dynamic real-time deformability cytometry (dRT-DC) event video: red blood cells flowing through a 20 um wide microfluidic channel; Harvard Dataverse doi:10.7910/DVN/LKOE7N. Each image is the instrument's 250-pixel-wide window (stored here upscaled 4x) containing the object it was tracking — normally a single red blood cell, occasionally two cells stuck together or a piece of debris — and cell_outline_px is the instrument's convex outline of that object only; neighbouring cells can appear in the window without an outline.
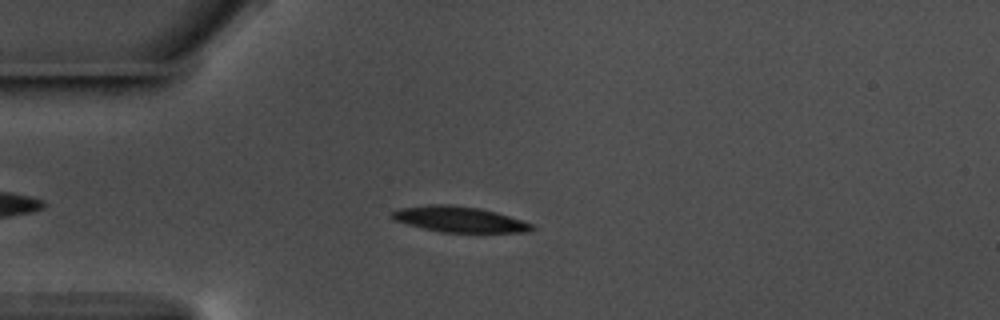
{"species": "common noctule bat (a hibernating species)", "species_latin": "Nyctalus noctula", "temperature_condition": "warm", "stored_images_in_passage": 44, "camera_frame_rate_fps": 3000, "um_per_image_px": 0.085, "animal": {"sex": "male", "body_mass_g": 17.5, "forearm_length_mm": 52.3}, "frame": {"image": 1, "passage_image": 6, "time_ms": 1.667, "image_size_px": [1000, 320], "cell_outline_px": [[536, 228], [528, 232], [440, 232], [392, 220], [388, 216], [392, 212], [400, 208], [428, 204], [452, 204], [480, 208], [496, 212], [532, 224]], "centroid_in_image_um": [38.99, 18.63], "position_along_channel_um": 46.0, "area_um2": 20.92}}
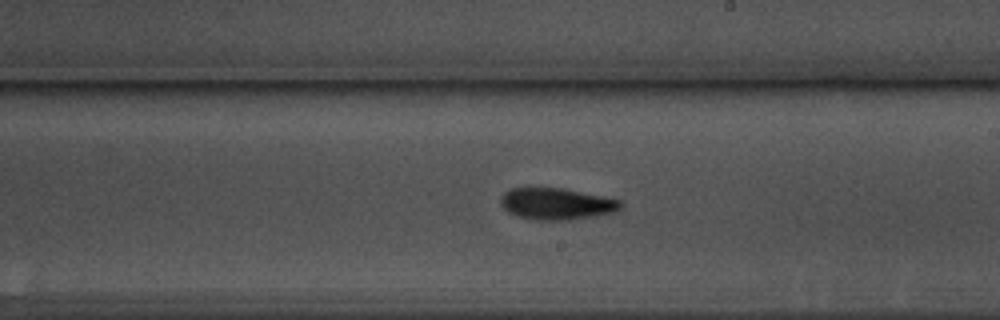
{"frame": {"image": 2, "passage_image": 24, "time_ms": 7.667, "image_size_px": [1000, 320], "cell_outline_px": [[624, 204], [616, 212], [564, 220], [540, 220], [516, 216], [508, 212], [500, 204], [500, 196], [504, 192], [512, 188], [564, 188], [620, 200]], "centroid_in_image_um": [47.28, 17.31], "position_along_channel_um": 241.7, "area_um2": 21.96}}
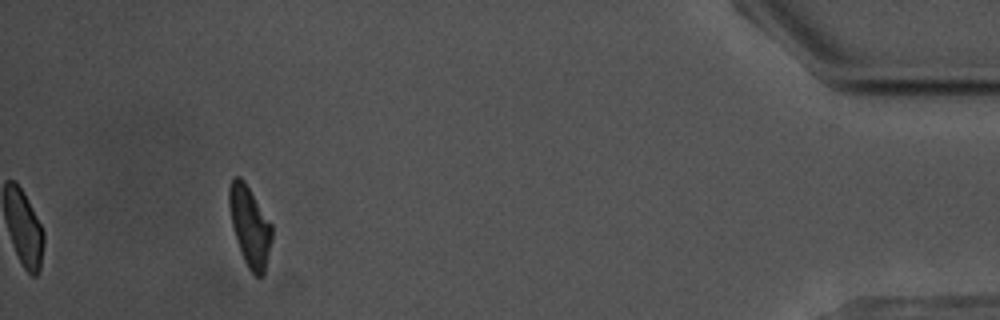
{"frame": {"image": 3, "passage_image": 44, "time_ms": 14.333, "image_size_px": [1000, 320], "cell_outline_px": [[272, 240], [264, 276], [256, 276], [248, 268], [244, 260], [232, 224], [228, 204], [228, 188], [232, 180], [236, 176], [240, 176], [244, 180], [272, 224]], "centroid_in_image_um": [21.25, 19.22], "position_along_channel_um": 414.0, "area_um2": 19.83}, "authors_computed_cell_mechanics": {"area_um2": 21.4727, "velocity_mm_per_s": 3.5611, "shape_relaxation_time_tau1_ms": 4.1299, "shape_relaxation_time_tau2_ms": 6.3625, "deformation_change_tau1": 0.1518, "deformation_change_tau2": 0.1459}}